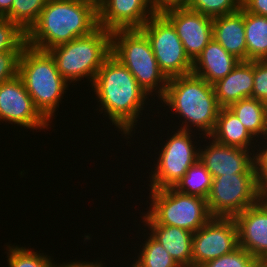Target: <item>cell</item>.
Instances as JSON below:
<instances>
[{
    "label": "cell",
    "instance_id": "obj_21",
    "mask_svg": "<svg viewBox=\"0 0 267 267\" xmlns=\"http://www.w3.org/2000/svg\"><path fill=\"white\" fill-rule=\"evenodd\" d=\"M209 137L220 144L240 147L246 150L252 149V152L257 147V145L254 144L256 138H254L228 108L220 109L214 130ZM252 144H254V146Z\"/></svg>",
    "mask_w": 267,
    "mask_h": 267
},
{
    "label": "cell",
    "instance_id": "obj_36",
    "mask_svg": "<svg viewBox=\"0 0 267 267\" xmlns=\"http://www.w3.org/2000/svg\"><path fill=\"white\" fill-rule=\"evenodd\" d=\"M102 261L98 262L96 261L95 263L94 262H90V261H75V262H66V263H58V266H57V263L56 265H54V267H103L102 266Z\"/></svg>",
    "mask_w": 267,
    "mask_h": 267
},
{
    "label": "cell",
    "instance_id": "obj_6",
    "mask_svg": "<svg viewBox=\"0 0 267 267\" xmlns=\"http://www.w3.org/2000/svg\"><path fill=\"white\" fill-rule=\"evenodd\" d=\"M61 76L70 84L87 78L94 82L98 70L111 55V31L98 27L92 33L48 51Z\"/></svg>",
    "mask_w": 267,
    "mask_h": 267
},
{
    "label": "cell",
    "instance_id": "obj_40",
    "mask_svg": "<svg viewBox=\"0 0 267 267\" xmlns=\"http://www.w3.org/2000/svg\"><path fill=\"white\" fill-rule=\"evenodd\" d=\"M262 200L267 204V197H264Z\"/></svg>",
    "mask_w": 267,
    "mask_h": 267
},
{
    "label": "cell",
    "instance_id": "obj_22",
    "mask_svg": "<svg viewBox=\"0 0 267 267\" xmlns=\"http://www.w3.org/2000/svg\"><path fill=\"white\" fill-rule=\"evenodd\" d=\"M230 109L242 125L255 137L267 139V104L255 98H244L231 104ZM263 135V136H262ZM259 137H262L259 139Z\"/></svg>",
    "mask_w": 267,
    "mask_h": 267
},
{
    "label": "cell",
    "instance_id": "obj_27",
    "mask_svg": "<svg viewBox=\"0 0 267 267\" xmlns=\"http://www.w3.org/2000/svg\"><path fill=\"white\" fill-rule=\"evenodd\" d=\"M10 245H6L8 267H54L55 265L50 256L40 251L38 253L26 247Z\"/></svg>",
    "mask_w": 267,
    "mask_h": 267
},
{
    "label": "cell",
    "instance_id": "obj_13",
    "mask_svg": "<svg viewBox=\"0 0 267 267\" xmlns=\"http://www.w3.org/2000/svg\"><path fill=\"white\" fill-rule=\"evenodd\" d=\"M174 26L189 59L194 62L213 39V18L186 5L161 12Z\"/></svg>",
    "mask_w": 267,
    "mask_h": 267
},
{
    "label": "cell",
    "instance_id": "obj_8",
    "mask_svg": "<svg viewBox=\"0 0 267 267\" xmlns=\"http://www.w3.org/2000/svg\"><path fill=\"white\" fill-rule=\"evenodd\" d=\"M260 200L256 174L215 177L206 199L211 217L223 218H234Z\"/></svg>",
    "mask_w": 267,
    "mask_h": 267
},
{
    "label": "cell",
    "instance_id": "obj_24",
    "mask_svg": "<svg viewBox=\"0 0 267 267\" xmlns=\"http://www.w3.org/2000/svg\"><path fill=\"white\" fill-rule=\"evenodd\" d=\"M213 181L212 175L198 160L179 180L174 188L182 193L195 195L207 199Z\"/></svg>",
    "mask_w": 267,
    "mask_h": 267
},
{
    "label": "cell",
    "instance_id": "obj_34",
    "mask_svg": "<svg viewBox=\"0 0 267 267\" xmlns=\"http://www.w3.org/2000/svg\"><path fill=\"white\" fill-rule=\"evenodd\" d=\"M241 6L247 12L267 17V0H241Z\"/></svg>",
    "mask_w": 267,
    "mask_h": 267
},
{
    "label": "cell",
    "instance_id": "obj_32",
    "mask_svg": "<svg viewBox=\"0 0 267 267\" xmlns=\"http://www.w3.org/2000/svg\"><path fill=\"white\" fill-rule=\"evenodd\" d=\"M258 148L259 150L256 148L257 152L254 151L253 153L259 194L262 200L267 197V142L263 147L260 146Z\"/></svg>",
    "mask_w": 267,
    "mask_h": 267
},
{
    "label": "cell",
    "instance_id": "obj_23",
    "mask_svg": "<svg viewBox=\"0 0 267 267\" xmlns=\"http://www.w3.org/2000/svg\"><path fill=\"white\" fill-rule=\"evenodd\" d=\"M247 61L267 60V17L244 9Z\"/></svg>",
    "mask_w": 267,
    "mask_h": 267
},
{
    "label": "cell",
    "instance_id": "obj_12",
    "mask_svg": "<svg viewBox=\"0 0 267 267\" xmlns=\"http://www.w3.org/2000/svg\"><path fill=\"white\" fill-rule=\"evenodd\" d=\"M0 121L32 130L51 127L35 108L18 75L0 85Z\"/></svg>",
    "mask_w": 267,
    "mask_h": 267
},
{
    "label": "cell",
    "instance_id": "obj_33",
    "mask_svg": "<svg viewBox=\"0 0 267 267\" xmlns=\"http://www.w3.org/2000/svg\"><path fill=\"white\" fill-rule=\"evenodd\" d=\"M21 52L22 51L0 52V85L18 75Z\"/></svg>",
    "mask_w": 267,
    "mask_h": 267
},
{
    "label": "cell",
    "instance_id": "obj_37",
    "mask_svg": "<svg viewBox=\"0 0 267 267\" xmlns=\"http://www.w3.org/2000/svg\"><path fill=\"white\" fill-rule=\"evenodd\" d=\"M14 0H0V17H5L10 11Z\"/></svg>",
    "mask_w": 267,
    "mask_h": 267
},
{
    "label": "cell",
    "instance_id": "obj_9",
    "mask_svg": "<svg viewBox=\"0 0 267 267\" xmlns=\"http://www.w3.org/2000/svg\"><path fill=\"white\" fill-rule=\"evenodd\" d=\"M140 30L149 39L157 63L168 79L192 73L193 62L173 24L162 13H155Z\"/></svg>",
    "mask_w": 267,
    "mask_h": 267
},
{
    "label": "cell",
    "instance_id": "obj_31",
    "mask_svg": "<svg viewBox=\"0 0 267 267\" xmlns=\"http://www.w3.org/2000/svg\"><path fill=\"white\" fill-rule=\"evenodd\" d=\"M252 98L267 104V60H254Z\"/></svg>",
    "mask_w": 267,
    "mask_h": 267
},
{
    "label": "cell",
    "instance_id": "obj_19",
    "mask_svg": "<svg viewBox=\"0 0 267 267\" xmlns=\"http://www.w3.org/2000/svg\"><path fill=\"white\" fill-rule=\"evenodd\" d=\"M213 39L240 61H247L244 8L213 18Z\"/></svg>",
    "mask_w": 267,
    "mask_h": 267
},
{
    "label": "cell",
    "instance_id": "obj_39",
    "mask_svg": "<svg viewBox=\"0 0 267 267\" xmlns=\"http://www.w3.org/2000/svg\"><path fill=\"white\" fill-rule=\"evenodd\" d=\"M132 265L130 267H140L138 264H136L135 262L134 263H131Z\"/></svg>",
    "mask_w": 267,
    "mask_h": 267
},
{
    "label": "cell",
    "instance_id": "obj_1",
    "mask_svg": "<svg viewBox=\"0 0 267 267\" xmlns=\"http://www.w3.org/2000/svg\"><path fill=\"white\" fill-rule=\"evenodd\" d=\"M90 86L97 96L96 100L100 102L99 112L108 116L122 135L132 137L131 133L133 130L135 133V125L142 117L140 115H143L144 106L149 99L132 73L111 54Z\"/></svg>",
    "mask_w": 267,
    "mask_h": 267
},
{
    "label": "cell",
    "instance_id": "obj_2",
    "mask_svg": "<svg viewBox=\"0 0 267 267\" xmlns=\"http://www.w3.org/2000/svg\"><path fill=\"white\" fill-rule=\"evenodd\" d=\"M98 27L97 0H49L27 33V45L49 51Z\"/></svg>",
    "mask_w": 267,
    "mask_h": 267
},
{
    "label": "cell",
    "instance_id": "obj_4",
    "mask_svg": "<svg viewBox=\"0 0 267 267\" xmlns=\"http://www.w3.org/2000/svg\"><path fill=\"white\" fill-rule=\"evenodd\" d=\"M18 76L35 108L51 123L65 90L71 85L59 73L52 55L26 45L20 55Z\"/></svg>",
    "mask_w": 267,
    "mask_h": 267
},
{
    "label": "cell",
    "instance_id": "obj_10",
    "mask_svg": "<svg viewBox=\"0 0 267 267\" xmlns=\"http://www.w3.org/2000/svg\"><path fill=\"white\" fill-rule=\"evenodd\" d=\"M192 133L194 132L178 129L167 138L168 141L161 146V153L159 150L157 164H154L156 167L150 172L149 189L174 187L188 169L199 160L200 148H197L196 143L192 141V137H195Z\"/></svg>",
    "mask_w": 267,
    "mask_h": 267
},
{
    "label": "cell",
    "instance_id": "obj_7",
    "mask_svg": "<svg viewBox=\"0 0 267 267\" xmlns=\"http://www.w3.org/2000/svg\"><path fill=\"white\" fill-rule=\"evenodd\" d=\"M149 190L151 203L146 212L159 225L194 233L212 218L203 197L179 192L174 187Z\"/></svg>",
    "mask_w": 267,
    "mask_h": 267
},
{
    "label": "cell",
    "instance_id": "obj_25",
    "mask_svg": "<svg viewBox=\"0 0 267 267\" xmlns=\"http://www.w3.org/2000/svg\"><path fill=\"white\" fill-rule=\"evenodd\" d=\"M49 0H14L11 11L5 16L26 34L37 23L42 9Z\"/></svg>",
    "mask_w": 267,
    "mask_h": 267
},
{
    "label": "cell",
    "instance_id": "obj_17",
    "mask_svg": "<svg viewBox=\"0 0 267 267\" xmlns=\"http://www.w3.org/2000/svg\"><path fill=\"white\" fill-rule=\"evenodd\" d=\"M142 222L151 235L169 253L180 267H192L193 233L175 226L159 225L147 213H143Z\"/></svg>",
    "mask_w": 267,
    "mask_h": 267
},
{
    "label": "cell",
    "instance_id": "obj_15",
    "mask_svg": "<svg viewBox=\"0 0 267 267\" xmlns=\"http://www.w3.org/2000/svg\"><path fill=\"white\" fill-rule=\"evenodd\" d=\"M98 25L106 30L141 29L157 13L148 0H97Z\"/></svg>",
    "mask_w": 267,
    "mask_h": 267
},
{
    "label": "cell",
    "instance_id": "obj_35",
    "mask_svg": "<svg viewBox=\"0 0 267 267\" xmlns=\"http://www.w3.org/2000/svg\"><path fill=\"white\" fill-rule=\"evenodd\" d=\"M150 6L157 12L161 13L162 11L185 5L183 0H148Z\"/></svg>",
    "mask_w": 267,
    "mask_h": 267
},
{
    "label": "cell",
    "instance_id": "obj_3",
    "mask_svg": "<svg viewBox=\"0 0 267 267\" xmlns=\"http://www.w3.org/2000/svg\"><path fill=\"white\" fill-rule=\"evenodd\" d=\"M161 103L183 118L179 130L202 132L206 138L215 127L221 107L215 96L213 85L193 73L170 78Z\"/></svg>",
    "mask_w": 267,
    "mask_h": 267
},
{
    "label": "cell",
    "instance_id": "obj_30",
    "mask_svg": "<svg viewBox=\"0 0 267 267\" xmlns=\"http://www.w3.org/2000/svg\"><path fill=\"white\" fill-rule=\"evenodd\" d=\"M259 260L242 247H237L231 253L203 263L199 267H256Z\"/></svg>",
    "mask_w": 267,
    "mask_h": 267
},
{
    "label": "cell",
    "instance_id": "obj_26",
    "mask_svg": "<svg viewBox=\"0 0 267 267\" xmlns=\"http://www.w3.org/2000/svg\"><path fill=\"white\" fill-rule=\"evenodd\" d=\"M142 243L137 259L133 260L140 267H180L166 249L151 235Z\"/></svg>",
    "mask_w": 267,
    "mask_h": 267
},
{
    "label": "cell",
    "instance_id": "obj_16",
    "mask_svg": "<svg viewBox=\"0 0 267 267\" xmlns=\"http://www.w3.org/2000/svg\"><path fill=\"white\" fill-rule=\"evenodd\" d=\"M239 246L259 261H267V204L260 200L234 217Z\"/></svg>",
    "mask_w": 267,
    "mask_h": 267
},
{
    "label": "cell",
    "instance_id": "obj_20",
    "mask_svg": "<svg viewBox=\"0 0 267 267\" xmlns=\"http://www.w3.org/2000/svg\"><path fill=\"white\" fill-rule=\"evenodd\" d=\"M239 61L212 39L193 62L192 73L213 85L226 77Z\"/></svg>",
    "mask_w": 267,
    "mask_h": 267
},
{
    "label": "cell",
    "instance_id": "obj_5",
    "mask_svg": "<svg viewBox=\"0 0 267 267\" xmlns=\"http://www.w3.org/2000/svg\"><path fill=\"white\" fill-rule=\"evenodd\" d=\"M111 54L132 73L149 96L158 95L159 100L163 97L169 79L161 71L151 43L140 29L112 31Z\"/></svg>",
    "mask_w": 267,
    "mask_h": 267
},
{
    "label": "cell",
    "instance_id": "obj_11",
    "mask_svg": "<svg viewBox=\"0 0 267 267\" xmlns=\"http://www.w3.org/2000/svg\"><path fill=\"white\" fill-rule=\"evenodd\" d=\"M239 247L234 218L212 217L192 237V267L231 253Z\"/></svg>",
    "mask_w": 267,
    "mask_h": 267
},
{
    "label": "cell",
    "instance_id": "obj_14",
    "mask_svg": "<svg viewBox=\"0 0 267 267\" xmlns=\"http://www.w3.org/2000/svg\"><path fill=\"white\" fill-rule=\"evenodd\" d=\"M207 138L208 145H203L205 148L199 146L202 148L199 149V161L213 178L221 175L256 174L254 153L250 150L220 144L209 136Z\"/></svg>",
    "mask_w": 267,
    "mask_h": 267
},
{
    "label": "cell",
    "instance_id": "obj_18",
    "mask_svg": "<svg viewBox=\"0 0 267 267\" xmlns=\"http://www.w3.org/2000/svg\"><path fill=\"white\" fill-rule=\"evenodd\" d=\"M254 60L239 61L223 79L213 84L215 96L221 108L244 98L252 97Z\"/></svg>",
    "mask_w": 267,
    "mask_h": 267
},
{
    "label": "cell",
    "instance_id": "obj_29",
    "mask_svg": "<svg viewBox=\"0 0 267 267\" xmlns=\"http://www.w3.org/2000/svg\"><path fill=\"white\" fill-rule=\"evenodd\" d=\"M27 45V34L6 17H0V52L22 51Z\"/></svg>",
    "mask_w": 267,
    "mask_h": 267
},
{
    "label": "cell",
    "instance_id": "obj_28",
    "mask_svg": "<svg viewBox=\"0 0 267 267\" xmlns=\"http://www.w3.org/2000/svg\"><path fill=\"white\" fill-rule=\"evenodd\" d=\"M185 5L193 11L214 18L238 11L241 0H188Z\"/></svg>",
    "mask_w": 267,
    "mask_h": 267
},
{
    "label": "cell",
    "instance_id": "obj_38",
    "mask_svg": "<svg viewBox=\"0 0 267 267\" xmlns=\"http://www.w3.org/2000/svg\"><path fill=\"white\" fill-rule=\"evenodd\" d=\"M256 267H267V261H259Z\"/></svg>",
    "mask_w": 267,
    "mask_h": 267
}]
</instances>
